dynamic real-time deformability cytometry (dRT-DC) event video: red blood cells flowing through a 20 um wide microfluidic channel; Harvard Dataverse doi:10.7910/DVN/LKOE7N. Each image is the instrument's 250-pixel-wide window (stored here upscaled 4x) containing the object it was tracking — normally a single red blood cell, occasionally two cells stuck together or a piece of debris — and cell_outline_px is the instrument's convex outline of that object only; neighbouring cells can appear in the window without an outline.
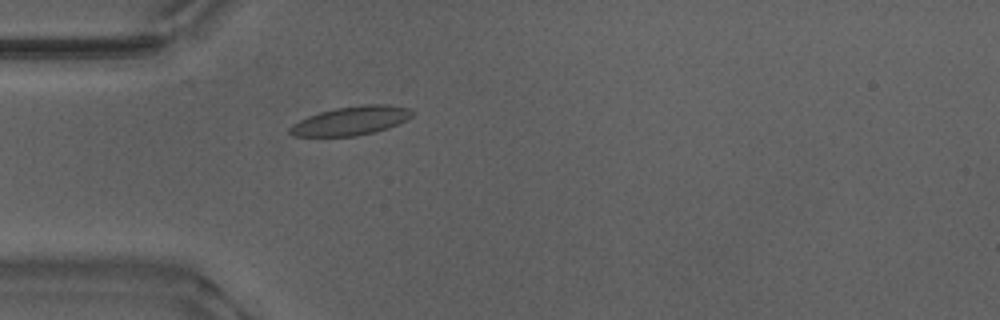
{"species": "Egyptian fruit bat (a non-hibernating species)", "species_latin": "Rousettus aegyptiacus", "temperature_condition": "warm", "stored_images_in_passage": 42, "camera_frame_rate_fps": 3000, "um_per_image_px": 0.085, "animal": {"sex": "male"}, "frame": {"image": 1, "passage_image": 16, "time_ms": 5.0, "image_size_px": [1000, 320], "cell_outline_px": [[412, 116], [408, 120], [388, 128], [376, 132], [356, 136], [292, 136], [288, 132], [288, 128], [292, 124], [308, 116], [320, 112], [336, 108], [364, 104], [388, 104], [408, 108], [412, 112]], "centroid_in_image_um": [29.83, 10.27], "position_along_channel_um": 55.2, "area_um2": 20.63}}
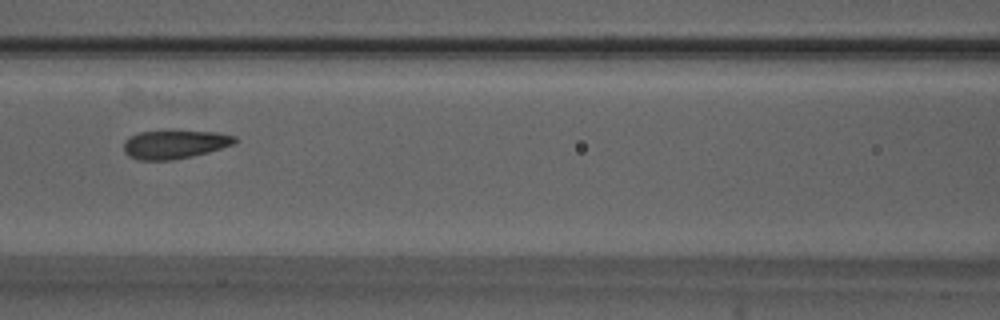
{"frame": {"image": 2, "passage_image": 24, "time_ms": 7.667, "image_size_px": [1000, 320], "cell_outline_px": [[236, 140], [232, 144], [208, 152], [192, 156], [172, 160], [136, 160], [128, 156], [124, 152], [124, 140], [128, 136], [140, 132], [216, 132], [236, 136]], "centroid_in_image_um": [14.78, 12.29], "position_along_channel_um": 151.8, "area_um2": 18.15}}
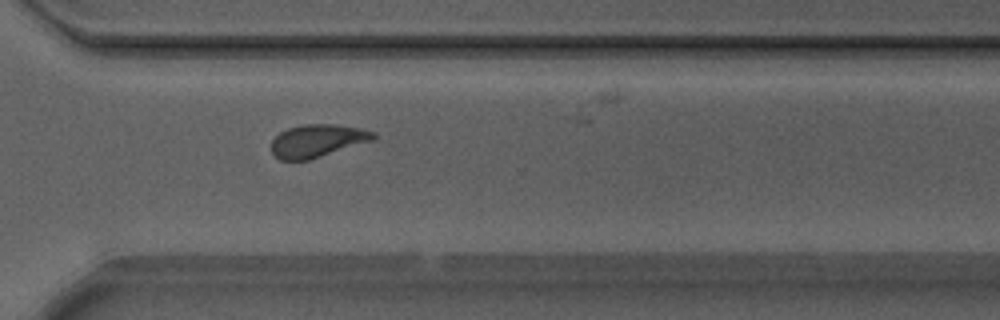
{"frame": {"image": 3, "passage_image": 39, "time_ms": 12.667, "image_size_px": [1000, 320], "cell_outline_px": [[376, 140], [308, 160], [280, 160], [272, 152], [272, 140], [280, 132], [288, 128], [304, 124], [336, 124], [360, 128], [376, 132]], "centroid_in_image_um": [27.02, 11.96], "position_along_channel_um": 343.6, "area_um2": 19.59}}